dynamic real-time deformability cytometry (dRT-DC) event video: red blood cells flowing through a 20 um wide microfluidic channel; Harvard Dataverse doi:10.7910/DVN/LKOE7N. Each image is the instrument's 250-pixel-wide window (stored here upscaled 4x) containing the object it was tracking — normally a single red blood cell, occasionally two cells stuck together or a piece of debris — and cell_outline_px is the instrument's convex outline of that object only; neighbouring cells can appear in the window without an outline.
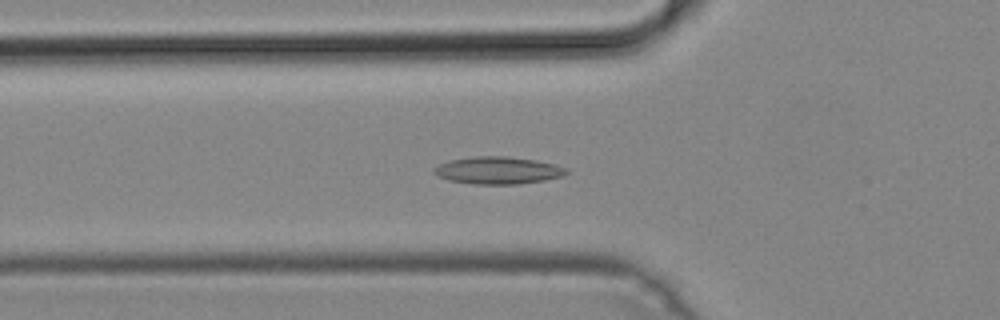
{"species": "common noctule bat (a hibernating species)", "species_latin": "Nyctalus noctula", "temperature_condition": "cold", "stored_images_in_passage": 52, "segment_of_instrument_passage": [1, 2], "camera_frame_rate_fps": 3000, "um_per_image_px": 0.085, "animal": {"sex": "male", "body_mass_g": 19.2, "forearm_length_mm": 51.8}, "frame": {"image": 1, "passage_image": 18, "time_ms": 5.667, "image_size_px": [1000, 320], "cell_outline_px": [[568, 172], [564, 176], [544, 180], [516, 184], [472, 184], [448, 180], [432, 172], [432, 168], [440, 164], [452, 160], [476, 156], [508, 156], [536, 160], [556, 164], [568, 168]], "centroid_in_image_um": [42.36, 14.48], "position_along_channel_um": 83.4, "area_um2": 21.1}}
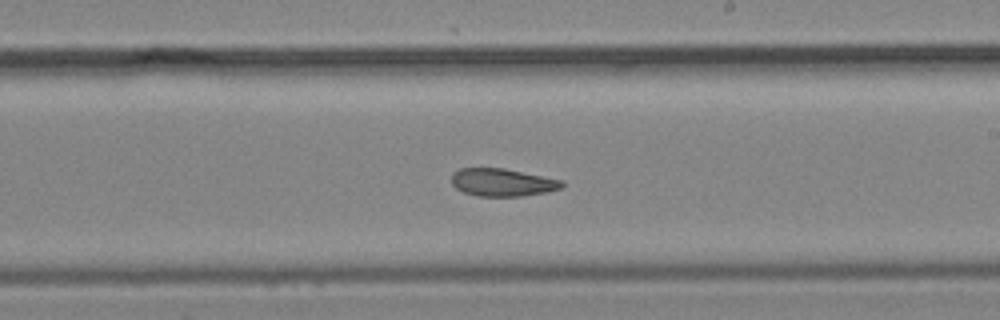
{"frame": {"image": 2, "passage_image": 30, "time_ms": 9.667, "image_size_px": [1000, 320], "cell_outline_px": [[564, 184], [560, 188], [548, 192], [520, 196], [476, 196], [464, 192], [456, 188], [452, 184], [452, 172], [460, 168], [504, 168], [564, 180]], "centroid_in_image_um": [42.7, 15.5], "position_along_channel_um": 246.3, "area_um2": 17.92}}
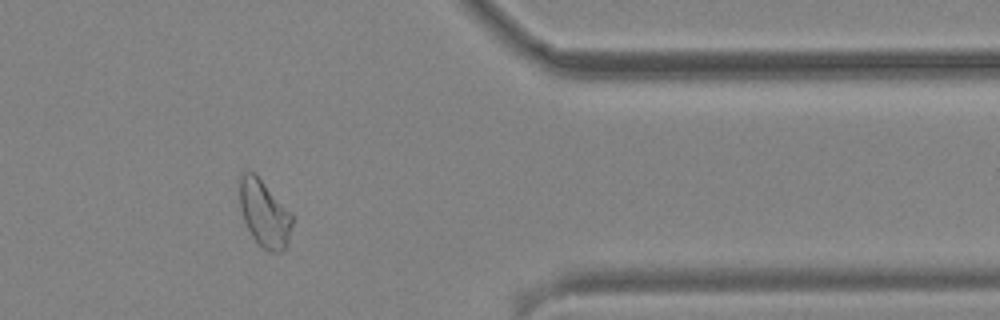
{"frame": {"image": 3, "passage_image": 42, "time_ms": 13.667, "image_size_px": [1000, 320], "cell_outline_px": [[292, 224], [288, 240], [284, 248], [280, 252], [272, 252], [264, 248], [252, 236], [244, 220], [240, 208], [236, 180], [240, 172], [248, 168], [256, 172], [292, 212]], "centroid_in_image_um": [22.41, 17.99], "position_along_channel_um": 389.0, "area_um2": 21.27}}